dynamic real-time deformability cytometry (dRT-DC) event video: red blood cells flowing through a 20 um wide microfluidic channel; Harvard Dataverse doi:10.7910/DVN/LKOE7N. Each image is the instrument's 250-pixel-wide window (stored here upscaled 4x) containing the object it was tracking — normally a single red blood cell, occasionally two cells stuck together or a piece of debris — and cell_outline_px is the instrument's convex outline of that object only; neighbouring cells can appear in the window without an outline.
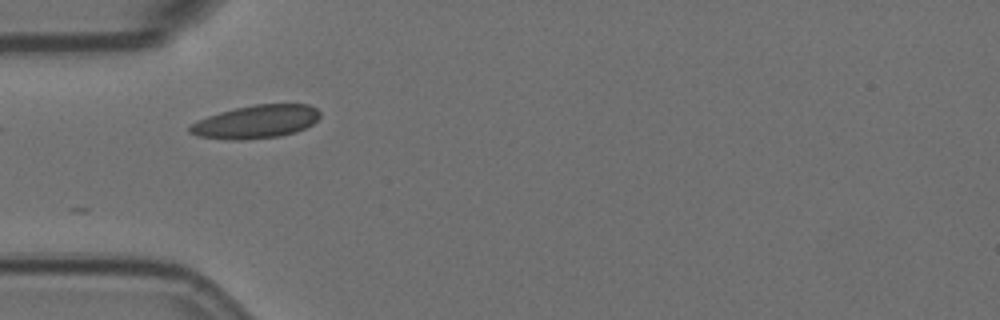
{"species": "Egyptian fruit bat (a non-hibernating species)", "species_latin": "Rousettus aegyptiacus", "temperature_condition": "room temperature", "stored_images_in_passage": 27, "camera_frame_rate_fps": 3000, "um_per_image_px": 0.085, "animal": {"sex": "female"}, "frame": {"image": 1, "passage_image": 1, "time_ms": 0.0, "image_size_px": [1000, 320], "cell_outline_px": [[320, 116], [312, 124], [296, 132], [276, 136], [236, 140], [232, 140], [196, 136], [188, 132], [188, 128], [192, 124], [208, 116], [220, 112], [236, 108], [256, 104], [308, 104], [316, 108], [320, 112]], "centroid_in_image_um": [21.76, 10.34], "position_along_channel_um": 63.2, "area_um2": 24.85}}
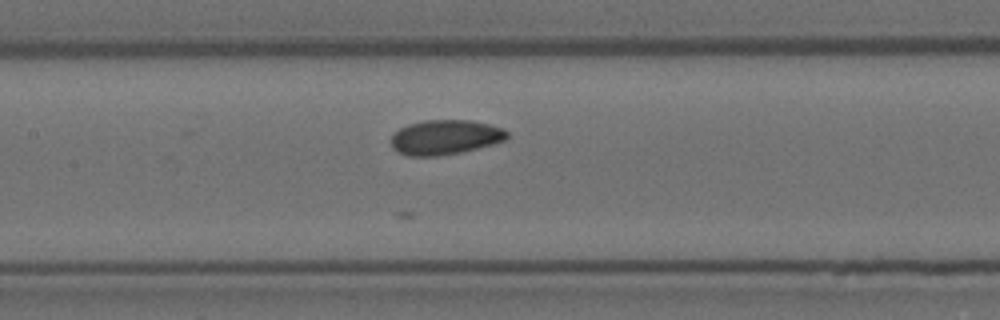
{"frame": {"image": 2, "passage_image": 10, "time_ms": 3.0, "image_size_px": [1000, 320], "cell_outline_px": [[508, 136], [504, 140], [492, 144], [460, 152], [436, 156], [408, 156], [392, 148], [392, 136], [400, 128], [408, 124], [424, 120], [472, 120], [504, 128], [508, 132]], "centroid_in_image_um": [37.84, 11.65], "position_along_channel_um": 169.6, "area_um2": 23.29}}
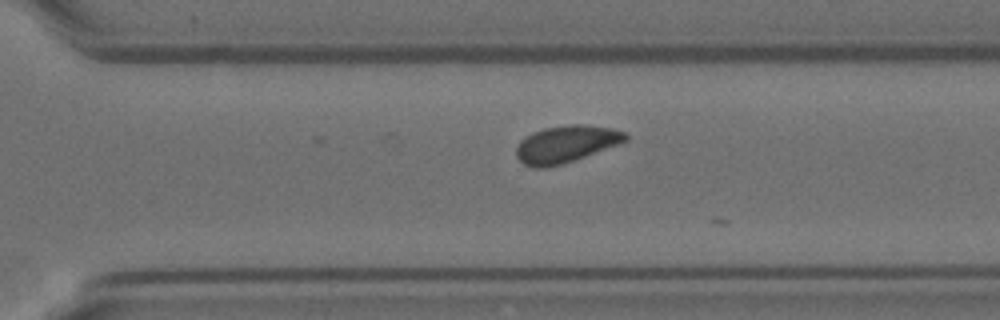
{"frame": {"image": 3, "passage_image": 23, "time_ms": 7.333, "image_size_px": [1000, 320], "cell_outline_px": [[628, 140], [620, 144], [564, 164], [548, 168], [532, 168], [524, 164], [516, 156], [516, 148], [520, 140], [532, 132], [544, 128], [568, 124], [584, 124], [612, 128], [624, 132], [628, 136]], "centroid_in_image_um": [48.11, 12.25], "position_along_channel_um": 322.5, "area_um2": 23.93}}